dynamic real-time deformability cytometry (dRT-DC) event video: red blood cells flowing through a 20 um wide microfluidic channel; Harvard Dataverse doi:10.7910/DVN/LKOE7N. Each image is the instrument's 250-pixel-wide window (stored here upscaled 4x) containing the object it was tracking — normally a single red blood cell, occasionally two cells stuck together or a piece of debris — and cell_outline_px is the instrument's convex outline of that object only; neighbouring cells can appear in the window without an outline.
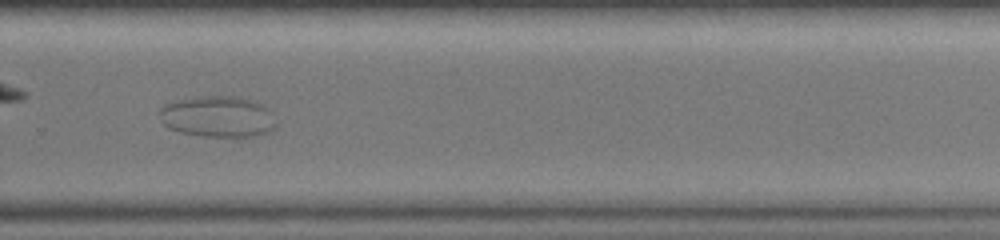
{"species": "common noctule bat (a hibernating species)", "species_latin": "Nyctalus noctula", "temperature_condition": "warm", "stored_images_in_passage": 46, "camera_frame_rate_fps": 3000, "um_per_image_px": 0.085, "animal": {"sex": "female", "body_mass_g": 19.0, "forearm_length_mm": 51.5}, "frame": {"image": 1, "passage_image": 32, "time_ms": 10.333, "image_size_px": [1000, 240], "cell_outline_px": [[276, 128], [268, 132], [256, 136], [204, 136], [180, 132], [168, 128], [164, 124], [160, 112], [160, 108], [176, 100], [204, 96], [240, 96], [256, 100], [268, 108], [276, 124]], "centroid_in_image_um": [18.56, 9.9], "position_along_channel_um": 311.2, "area_um2": 27.92}}